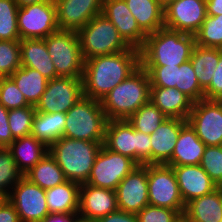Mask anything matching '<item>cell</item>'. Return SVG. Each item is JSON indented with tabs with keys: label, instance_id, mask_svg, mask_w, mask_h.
I'll return each instance as SVG.
<instances>
[{
	"label": "cell",
	"instance_id": "6da1fadb",
	"mask_svg": "<svg viewBox=\"0 0 222 222\" xmlns=\"http://www.w3.org/2000/svg\"><path fill=\"white\" fill-rule=\"evenodd\" d=\"M140 67L139 49L96 56L85 60L82 76L83 95L101 101L118 84Z\"/></svg>",
	"mask_w": 222,
	"mask_h": 222
},
{
	"label": "cell",
	"instance_id": "7a4b0ae2",
	"mask_svg": "<svg viewBox=\"0 0 222 222\" xmlns=\"http://www.w3.org/2000/svg\"><path fill=\"white\" fill-rule=\"evenodd\" d=\"M195 37L168 28L148 34L140 51V66H180L190 60Z\"/></svg>",
	"mask_w": 222,
	"mask_h": 222
},
{
	"label": "cell",
	"instance_id": "3957f363",
	"mask_svg": "<svg viewBox=\"0 0 222 222\" xmlns=\"http://www.w3.org/2000/svg\"><path fill=\"white\" fill-rule=\"evenodd\" d=\"M150 98V79L141 66L101 100L107 120H127Z\"/></svg>",
	"mask_w": 222,
	"mask_h": 222
},
{
	"label": "cell",
	"instance_id": "277c9868",
	"mask_svg": "<svg viewBox=\"0 0 222 222\" xmlns=\"http://www.w3.org/2000/svg\"><path fill=\"white\" fill-rule=\"evenodd\" d=\"M103 143L62 137L49 147L50 155L69 181L86 183Z\"/></svg>",
	"mask_w": 222,
	"mask_h": 222
},
{
	"label": "cell",
	"instance_id": "5b68a950",
	"mask_svg": "<svg viewBox=\"0 0 222 222\" xmlns=\"http://www.w3.org/2000/svg\"><path fill=\"white\" fill-rule=\"evenodd\" d=\"M107 121L101 101L83 96L66 112L63 137L104 143Z\"/></svg>",
	"mask_w": 222,
	"mask_h": 222
},
{
	"label": "cell",
	"instance_id": "8992f818",
	"mask_svg": "<svg viewBox=\"0 0 222 222\" xmlns=\"http://www.w3.org/2000/svg\"><path fill=\"white\" fill-rule=\"evenodd\" d=\"M77 34L84 60L130 48L114 24L103 13L93 17Z\"/></svg>",
	"mask_w": 222,
	"mask_h": 222
},
{
	"label": "cell",
	"instance_id": "52a82bcc",
	"mask_svg": "<svg viewBox=\"0 0 222 222\" xmlns=\"http://www.w3.org/2000/svg\"><path fill=\"white\" fill-rule=\"evenodd\" d=\"M44 40L56 74L59 77L82 78L85 60L77 32L59 29Z\"/></svg>",
	"mask_w": 222,
	"mask_h": 222
},
{
	"label": "cell",
	"instance_id": "ba28073f",
	"mask_svg": "<svg viewBox=\"0 0 222 222\" xmlns=\"http://www.w3.org/2000/svg\"><path fill=\"white\" fill-rule=\"evenodd\" d=\"M147 183L149 205L185 210L180 189L172 166L167 164H147Z\"/></svg>",
	"mask_w": 222,
	"mask_h": 222
},
{
	"label": "cell",
	"instance_id": "9c48e42d",
	"mask_svg": "<svg viewBox=\"0 0 222 222\" xmlns=\"http://www.w3.org/2000/svg\"><path fill=\"white\" fill-rule=\"evenodd\" d=\"M17 23L20 39H45L58 31L54 0L19 7Z\"/></svg>",
	"mask_w": 222,
	"mask_h": 222
},
{
	"label": "cell",
	"instance_id": "30bf717a",
	"mask_svg": "<svg viewBox=\"0 0 222 222\" xmlns=\"http://www.w3.org/2000/svg\"><path fill=\"white\" fill-rule=\"evenodd\" d=\"M137 166L139 165L131 158L110 151L102 145L86 183L115 191L122 179Z\"/></svg>",
	"mask_w": 222,
	"mask_h": 222
},
{
	"label": "cell",
	"instance_id": "8fae6325",
	"mask_svg": "<svg viewBox=\"0 0 222 222\" xmlns=\"http://www.w3.org/2000/svg\"><path fill=\"white\" fill-rule=\"evenodd\" d=\"M82 78L58 77L48 80L46 90L35 106L37 112L66 113L83 97Z\"/></svg>",
	"mask_w": 222,
	"mask_h": 222
},
{
	"label": "cell",
	"instance_id": "7c38bea8",
	"mask_svg": "<svg viewBox=\"0 0 222 222\" xmlns=\"http://www.w3.org/2000/svg\"><path fill=\"white\" fill-rule=\"evenodd\" d=\"M7 199L15 206L21 222H42L49 214L45 189L23 176Z\"/></svg>",
	"mask_w": 222,
	"mask_h": 222
},
{
	"label": "cell",
	"instance_id": "4fadbf2b",
	"mask_svg": "<svg viewBox=\"0 0 222 222\" xmlns=\"http://www.w3.org/2000/svg\"><path fill=\"white\" fill-rule=\"evenodd\" d=\"M187 122L206 146L222 145V105L218 100L194 102Z\"/></svg>",
	"mask_w": 222,
	"mask_h": 222
},
{
	"label": "cell",
	"instance_id": "5bb4252c",
	"mask_svg": "<svg viewBox=\"0 0 222 222\" xmlns=\"http://www.w3.org/2000/svg\"><path fill=\"white\" fill-rule=\"evenodd\" d=\"M207 17L206 0H175L164 7V27L194 35Z\"/></svg>",
	"mask_w": 222,
	"mask_h": 222
},
{
	"label": "cell",
	"instance_id": "9a60e30c",
	"mask_svg": "<svg viewBox=\"0 0 222 222\" xmlns=\"http://www.w3.org/2000/svg\"><path fill=\"white\" fill-rule=\"evenodd\" d=\"M118 210L137 214L149 205L147 164L137 166L115 189Z\"/></svg>",
	"mask_w": 222,
	"mask_h": 222
},
{
	"label": "cell",
	"instance_id": "2e32d148",
	"mask_svg": "<svg viewBox=\"0 0 222 222\" xmlns=\"http://www.w3.org/2000/svg\"><path fill=\"white\" fill-rule=\"evenodd\" d=\"M59 29L78 32L102 13L103 0H54Z\"/></svg>",
	"mask_w": 222,
	"mask_h": 222
},
{
	"label": "cell",
	"instance_id": "e0dca14e",
	"mask_svg": "<svg viewBox=\"0 0 222 222\" xmlns=\"http://www.w3.org/2000/svg\"><path fill=\"white\" fill-rule=\"evenodd\" d=\"M102 13L130 47L140 49L143 46L147 35L138 26L125 0H103Z\"/></svg>",
	"mask_w": 222,
	"mask_h": 222
},
{
	"label": "cell",
	"instance_id": "ac0fdd59",
	"mask_svg": "<svg viewBox=\"0 0 222 222\" xmlns=\"http://www.w3.org/2000/svg\"><path fill=\"white\" fill-rule=\"evenodd\" d=\"M118 210L117 198L114 190L80 184L79 210L82 219L97 221Z\"/></svg>",
	"mask_w": 222,
	"mask_h": 222
},
{
	"label": "cell",
	"instance_id": "d6986e66",
	"mask_svg": "<svg viewBox=\"0 0 222 222\" xmlns=\"http://www.w3.org/2000/svg\"><path fill=\"white\" fill-rule=\"evenodd\" d=\"M184 204L218 188L200 165L172 166Z\"/></svg>",
	"mask_w": 222,
	"mask_h": 222
},
{
	"label": "cell",
	"instance_id": "ffe728a7",
	"mask_svg": "<svg viewBox=\"0 0 222 222\" xmlns=\"http://www.w3.org/2000/svg\"><path fill=\"white\" fill-rule=\"evenodd\" d=\"M187 120L167 118L150 134L151 164H166L172 157L181 129Z\"/></svg>",
	"mask_w": 222,
	"mask_h": 222
},
{
	"label": "cell",
	"instance_id": "44dd1931",
	"mask_svg": "<svg viewBox=\"0 0 222 222\" xmlns=\"http://www.w3.org/2000/svg\"><path fill=\"white\" fill-rule=\"evenodd\" d=\"M103 145L137 163V130L127 120H108Z\"/></svg>",
	"mask_w": 222,
	"mask_h": 222
},
{
	"label": "cell",
	"instance_id": "7402d4cb",
	"mask_svg": "<svg viewBox=\"0 0 222 222\" xmlns=\"http://www.w3.org/2000/svg\"><path fill=\"white\" fill-rule=\"evenodd\" d=\"M151 101L167 118L187 120L193 101L176 88L150 87Z\"/></svg>",
	"mask_w": 222,
	"mask_h": 222
},
{
	"label": "cell",
	"instance_id": "603a6c76",
	"mask_svg": "<svg viewBox=\"0 0 222 222\" xmlns=\"http://www.w3.org/2000/svg\"><path fill=\"white\" fill-rule=\"evenodd\" d=\"M21 66L37 70L46 79L58 78L44 39L20 40Z\"/></svg>",
	"mask_w": 222,
	"mask_h": 222
},
{
	"label": "cell",
	"instance_id": "cb8c5ba5",
	"mask_svg": "<svg viewBox=\"0 0 222 222\" xmlns=\"http://www.w3.org/2000/svg\"><path fill=\"white\" fill-rule=\"evenodd\" d=\"M206 145L187 123L180 131L169 166L200 165Z\"/></svg>",
	"mask_w": 222,
	"mask_h": 222
},
{
	"label": "cell",
	"instance_id": "d4e9b609",
	"mask_svg": "<svg viewBox=\"0 0 222 222\" xmlns=\"http://www.w3.org/2000/svg\"><path fill=\"white\" fill-rule=\"evenodd\" d=\"M183 218L187 222H220L222 220V192L219 188L208 195L185 204Z\"/></svg>",
	"mask_w": 222,
	"mask_h": 222
},
{
	"label": "cell",
	"instance_id": "484cf974",
	"mask_svg": "<svg viewBox=\"0 0 222 222\" xmlns=\"http://www.w3.org/2000/svg\"><path fill=\"white\" fill-rule=\"evenodd\" d=\"M8 148L23 175L49 152V148L41 141H38L32 134L15 139Z\"/></svg>",
	"mask_w": 222,
	"mask_h": 222
},
{
	"label": "cell",
	"instance_id": "4316f807",
	"mask_svg": "<svg viewBox=\"0 0 222 222\" xmlns=\"http://www.w3.org/2000/svg\"><path fill=\"white\" fill-rule=\"evenodd\" d=\"M80 184L65 181L53 188L45 190L49 214H73L79 210Z\"/></svg>",
	"mask_w": 222,
	"mask_h": 222
},
{
	"label": "cell",
	"instance_id": "83f0119b",
	"mask_svg": "<svg viewBox=\"0 0 222 222\" xmlns=\"http://www.w3.org/2000/svg\"><path fill=\"white\" fill-rule=\"evenodd\" d=\"M125 2L146 35L164 28V7L158 0H125Z\"/></svg>",
	"mask_w": 222,
	"mask_h": 222
},
{
	"label": "cell",
	"instance_id": "f1b7e54d",
	"mask_svg": "<svg viewBox=\"0 0 222 222\" xmlns=\"http://www.w3.org/2000/svg\"><path fill=\"white\" fill-rule=\"evenodd\" d=\"M66 124V113L37 112L33 119L31 134L48 148L62 138Z\"/></svg>",
	"mask_w": 222,
	"mask_h": 222
},
{
	"label": "cell",
	"instance_id": "f546056e",
	"mask_svg": "<svg viewBox=\"0 0 222 222\" xmlns=\"http://www.w3.org/2000/svg\"><path fill=\"white\" fill-rule=\"evenodd\" d=\"M10 78L25 97L27 103L36 106L46 90L48 79L37 70L28 67H19Z\"/></svg>",
	"mask_w": 222,
	"mask_h": 222
},
{
	"label": "cell",
	"instance_id": "4dcf8cb0",
	"mask_svg": "<svg viewBox=\"0 0 222 222\" xmlns=\"http://www.w3.org/2000/svg\"><path fill=\"white\" fill-rule=\"evenodd\" d=\"M220 48L194 46L190 61L200 87L205 90L211 83L218 66Z\"/></svg>",
	"mask_w": 222,
	"mask_h": 222
},
{
	"label": "cell",
	"instance_id": "1f68e13d",
	"mask_svg": "<svg viewBox=\"0 0 222 222\" xmlns=\"http://www.w3.org/2000/svg\"><path fill=\"white\" fill-rule=\"evenodd\" d=\"M24 176L45 190L67 181L62 169L49 152Z\"/></svg>",
	"mask_w": 222,
	"mask_h": 222
},
{
	"label": "cell",
	"instance_id": "d6a6232c",
	"mask_svg": "<svg viewBox=\"0 0 222 222\" xmlns=\"http://www.w3.org/2000/svg\"><path fill=\"white\" fill-rule=\"evenodd\" d=\"M166 119L167 117L151 101H148L127 121L133 126L134 130L150 135Z\"/></svg>",
	"mask_w": 222,
	"mask_h": 222
},
{
	"label": "cell",
	"instance_id": "836d02e7",
	"mask_svg": "<svg viewBox=\"0 0 222 222\" xmlns=\"http://www.w3.org/2000/svg\"><path fill=\"white\" fill-rule=\"evenodd\" d=\"M194 37L196 45L222 49V14L207 15Z\"/></svg>",
	"mask_w": 222,
	"mask_h": 222
},
{
	"label": "cell",
	"instance_id": "e575fe53",
	"mask_svg": "<svg viewBox=\"0 0 222 222\" xmlns=\"http://www.w3.org/2000/svg\"><path fill=\"white\" fill-rule=\"evenodd\" d=\"M23 176L10 149L8 147H0V193L8 197L11 189Z\"/></svg>",
	"mask_w": 222,
	"mask_h": 222
},
{
	"label": "cell",
	"instance_id": "d590c367",
	"mask_svg": "<svg viewBox=\"0 0 222 222\" xmlns=\"http://www.w3.org/2000/svg\"><path fill=\"white\" fill-rule=\"evenodd\" d=\"M18 8L15 0H0V40H21L17 23Z\"/></svg>",
	"mask_w": 222,
	"mask_h": 222
},
{
	"label": "cell",
	"instance_id": "8d00e7d4",
	"mask_svg": "<svg viewBox=\"0 0 222 222\" xmlns=\"http://www.w3.org/2000/svg\"><path fill=\"white\" fill-rule=\"evenodd\" d=\"M176 89L184 93L193 102L204 99V90L200 87L190 60L177 68Z\"/></svg>",
	"mask_w": 222,
	"mask_h": 222
},
{
	"label": "cell",
	"instance_id": "74e56055",
	"mask_svg": "<svg viewBox=\"0 0 222 222\" xmlns=\"http://www.w3.org/2000/svg\"><path fill=\"white\" fill-rule=\"evenodd\" d=\"M35 114V107L31 105L8 111V123L14 140L31 135Z\"/></svg>",
	"mask_w": 222,
	"mask_h": 222
},
{
	"label": "cell",
	"instance_id": "f35d334b",
	"mask_svg": "<svg viewBox=\"0 0 222 222\" xmlns=\"http://www.w3.org/2000/svg\"><path fill=\"white\" fill-rule=\"evenodd\" d=\"M19 67L20 40H0V78L10 77Z\"/></svg>",
	"mask_w": 222,
	"mask_h": 222
},
{
	"label": "cell",
	"instance_id": "ab89813d",
	"mask_svg": "<svg viewBox=\"0 0 222 222\" xmlns=\"http://www.w3.org/2000/svg\"><path fill=\"white\" fill-rule=\"evenodd\" d=\"M200 166L210 176L211 180L219 186L222 183V145L206 146Z\"/></svg>",
	"mask_w": 222,
	"mask_h": 222
},
{
	"label": "cell",
	"instance_id": "60d3db41",
	"mask_svg": "<svg viewBox=\"0 0 222 222\" xmlns=\"http://www.w3.org/2000/svg\"><path fill=\"white\" fill-rule=\"evenodd\" d=\"M0 104L7 110L30 106L10 77L0 78Z\"/></svg>",
	"mask_w": 222,
	"mask_h": 222
},
{
	"label": "cell",
	"instance_id": "b9f144b4",
	"mask_svg": "<svg viewBox=\"0 0 222 222\" xmlns=\"http://www.w3.org/2000/svg\"><path fill=\"white\" fill-rule=\"evenodd\" d=\"M150 79V87L176 88L177 68L180 66H141Z\"/></svg>",
	"mask_w": 222,
	"mask_h": 222
},
{
	"label": "cell",
	"instance_id": "7bdbcfd3",
	"mask_svg": "<svg viewBox=\"0 0 222 222\" xmlns=\"http://www.w3.org/2000/svg\"><path fill=\"white\" fill-rule=\"evenodd\" d=\"M136 215L138 222H179L183 217L177 210L152 205L145 206Z\"/></svg>",
	"mask_w": 222,
	"mask_h": 222
},
{
	"label": "cell",
	"instance_id": "ee69618b",
	"mask_svg": "<svg viewBox=\"0 0 222 222\" xmlns=\"http://www.w3.org/2000/svg\"><path fill=\"white\" fill-rule=\"evenodd\" d=\"M222 97V49L218 66L214 72L210 85L204 90V99L219 100Z\"/></svg>",
	"mask_w": 222,
	"mask_h": 222
},
{
	"label": "cell",
	"instance_id": "f6af8a7d",
	"mask_svg": "<svg viewBox=\"0 0 222 222\" xmlns=\"http://www.w3.org/2000/svg\"><path fill=\"white\" fill-rule=\"evenodd\" d=\"M137 164H151L150 135L137 131Z\"/></svg>",
	"mask_w": 222,
	"mask_h": 222
},
{
	"label": "cell",
	"instance_id": "bcb514c9",
	"mask_svg": "<svg viewBox=\"0 0 222 222\" xmlns=\"http://www.w3.org/2000/svg\"><path fill=\"white\" fill-rule=\"evenodd\" d=\"M8 111L0 104V147H8L14 141L8 123Z\"/></svg>",
	"mask_w": 222,
	"mask_h": 222
},
{
	"label": "cell",
	"instance_id": "7dc6e473",
	"mask_svg": "<svg viewBox=\"0 0 222 222\" xmlns=\"http://www.w3.org/2000/svg\"><path fill=\"white\" fill-rule=\"evenodd\" d=\"M96 222H138V218L135 213H128L122 210H117L99 218Z\"/></svg>",
	"mask_w": 222,
	"mask_h": 222
},
{
	"label": "cell",
	"instance_id": "c3c4849f",
	"mask_svg": "<svg viewBox=\"0 0 222 222\" xmlns=\"http://www.w3.org/2000/svg\"><path fill=\"white\" fill-rule=\"evenodd\" d=\"M0 222H21L15 206L8 199L0 206Z\"/></svg>",
	"mask_w": 222,
	"mask_h": 222
},
{
	"label": "cell",
	"instance_id": "681fc988",
	"mask_svg": "<svg viewBox=\"0 0 222 222\" xmlns=\"http://www.w3.org/2000/svg\"><path fill=\"white\" fill-rule=\"evenodd\" d=\"M78 213L73 214H48L42 222H77L80 219Z\"/></svg>",
	"mask_w": 222,
	"mask_h": 222
},
{
	"label": "cell",
	"instance_id": "f907efd6",
	"mask_svg": "<svg viewBox=\"0 0 222 222\" xmlns=\"http://www.w3.org/2000/svg\"><path fill=\"white\" fill-rule=\"evenodd\" d=\"M207 15L217 16L222 14V0H206Z\"/></svg>",
	"mask_w": 222,
	"mask_h": 222
},
{
	"label": "cell",
	"instance_id": "816d5d0a",
	"mask_svg": "<svg viewBox=\"0 0 222 222\" xmlns=\"http://www.w3.org/2000/svg\"><path fill=\"white\" fill-rule=\"evenodd\" d=\"M15 1L19 5V7H21V6L34 4V3H38V2H44V1H48V0H15Z\"/></svg>",
	"mask_w": 222,
	"mask_h": 222
},
{
	"label": "cell",
	"instance_id": "f5cc1de1",
	"mask_svg": "<svg viewBox=\"0 0 222 222\" xmlns=\"http://www.w3.org/2000/svg\"><path fill=\"white\" fill-rule=\"evenodd\" d=\"M175 0H158V2L163 6L166 7L169 3L173 2Z\"/></svg>",
	"mask_w": 222,
	"mask_h": 222
},
{
	"label": "cell",
	"instance_id": "db71d44e",
	"mask_svg": "<svg viewBox=\"0 0 222 222\" xmlns=\"http://www.w3.org/2000/svg\"><path fill=\"white\" fill-rule=\"evenodd\" d=\"M6 199H7V197H6L4 194L0 193V206L2 205V203H3Z\"/></svg>",
	"mask_w": 222,
	"mask_h": 222
},
{
	"label": "cell",
	"instance_id": "11a10c76",
	"mask_svg": "<svg viewBox=\"0 0 222 222\" xmlns=\"http://www.w3.org/2000/svg\"><path fill=\"white\" fill-rule=\"evenodd\" d=\"M77 222H96L80 218Z\"/></svg>",
	"mask_w": 222,
	"mask_h": 222
},
{
	"label": "cell",
	"instance_id": "9f6ffc18",
	"mask_svg": "<svg viewBox=\"0 0 222 222\" xmlns=\"http://www.w3.org/2000/svg\"><path fill=\"white\" fill-rule=\"evenodd\" d=\"M179 222H187L183 217L179 220Z\"/></svg>",
	"mask_w": 222,
	"mask_h": 222
},
{
	"label": "cell",
	"instance_id": "6f0895ef",
	"mask_svg": "<svg viewBox=\"0 0 222 222\" xmlns=\"http://www.w3.org/2000/svg\"><path fill=\"white\" fill-rule=\"evenodd\" d=\"M218 188L221 190L222 192V183L218 186Z\"/></svg>",
	"mask_w": 222,
	"mask_h": 222
},
{
	"label": "cell",
	"instance_id": "680465c9",
	"mask_svg": "<svg viewBox=\"0 0 222 222\" xmlns=\"http://www.w3.org/2000/svg\"><path fill=\"white\" fill-rule=\"evenodd\" d=\"M218 102L222 105V97L218 100Z\"/></svg>",
	"mask_w": 222,
	"mask_h": 222
}]
</instances>
